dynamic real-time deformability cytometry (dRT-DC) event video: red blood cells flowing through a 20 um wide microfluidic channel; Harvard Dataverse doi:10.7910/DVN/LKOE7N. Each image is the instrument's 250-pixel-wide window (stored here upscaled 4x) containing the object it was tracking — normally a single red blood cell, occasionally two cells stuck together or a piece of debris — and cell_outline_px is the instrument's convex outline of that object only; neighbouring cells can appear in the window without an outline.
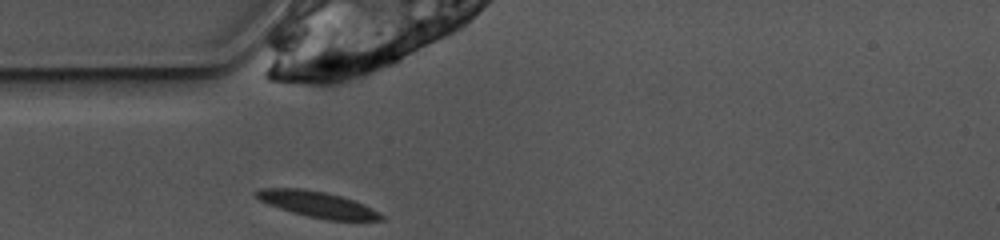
{"species": "common noctule bat (a hibernating species)", "species_latin": "Nyctalus noctula", "temperature_condition": "warm", "stored_images_in_passage": 26, "camera_frame_rate_fps": 3000, "um_per_image_px": 0.085, "animal": {"sex": "female", "body_mass_g": 10.0, "forearm_length_mm": 53.1}, "frame": {"image": 1, "passage_image": 1, "time_ms": 0.0, "image_size_px": [1000, 240], "cell_outline_px": [[384, 220], [328, 220], [308, 216], [292, 212], [280, 208], [260, 200], [252, 192], [260, 188], [304, 188], [324, 192], [340, 196], [364, 204], [380, 212], [384, 216]], "centroid_in_image_um": [26.99, 17.36], "position_along_channel_um": 58.0, "area_um2": 18.73}}
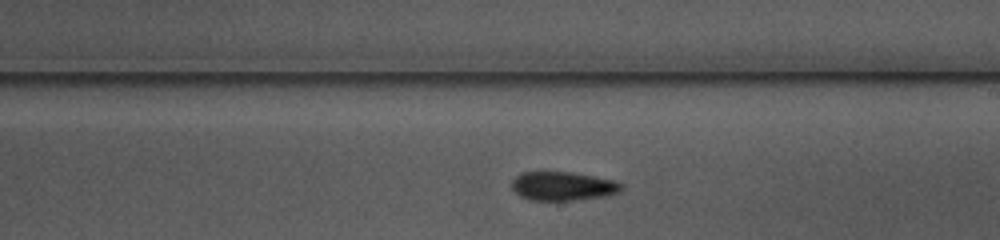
{"frame": {"image": 2, "passage_image": 15, "time_ms": 4.667, "image_size_px": [1000, 240], "cell_outline_px": [[624, 188], [620, 192], [604, 196], [576, 200], [528, 200], [520, 196], [512, 188], [512, 180], [520, 172], [572, 172], [616, 180], [624, 184]], "centroid_in_image_um": [47.88, 15.81], "position_along_channel_um": 241.1, "area_um2": 18.61}}
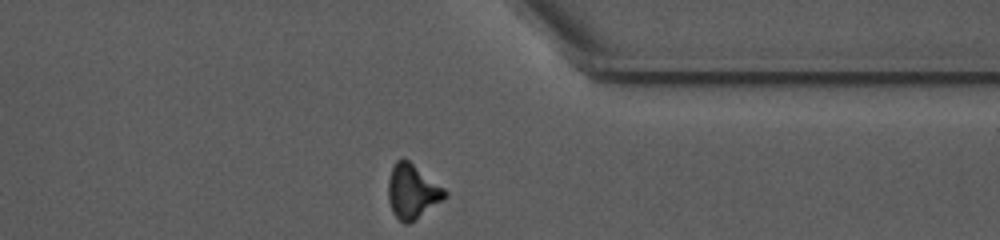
{"frame": {"image": 3, "passage_image": 26, "time_ms": 8.333, "image_size_px": [1000, 240], "cell_outline_px": [[448, 196], [444, 200], [408, 224], [404, 224], [392, 212], [388, 200], [388, 180], [392, 168], [396, 160], [404, 156], [444, 188], [448, 192]], "centroid_in_image_um": [35.05, 16.26], "position_along_channel_um": 376.4, "area_um2": 18.09}, "authors_computed_cell_mechanics": {"area_um2": 18.3515, "velocity_mm_per_s": 3.9119, "shape_relaxation_time_tau1_ms": 5.5032, "shape_relaxation_time_tau2_ms": 4.9423, "deformation_change_tau1": 0.157, "deformation_change_tau2": 0.1525}}